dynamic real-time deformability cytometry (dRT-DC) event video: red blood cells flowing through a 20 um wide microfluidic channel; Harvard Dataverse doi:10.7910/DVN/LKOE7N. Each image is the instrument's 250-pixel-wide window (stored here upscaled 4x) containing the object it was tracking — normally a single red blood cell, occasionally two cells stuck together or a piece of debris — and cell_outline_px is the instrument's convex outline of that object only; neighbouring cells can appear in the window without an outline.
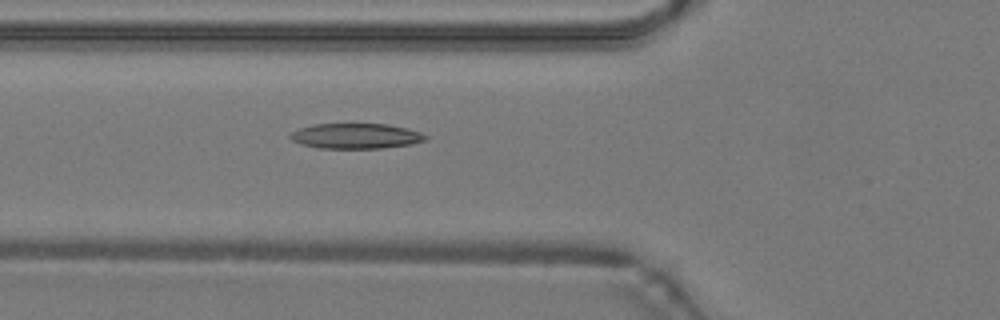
{"species": "common noctule bat (a hibernating species)", "species_latin": "Nyctalus noctula", "temperature_condition": "warm", "stored_images_in_passage": 48, "camera_frame_rate_fps": 3000, "um_per_image_px": 0.085, "animal": {"sex": "male", "body_mass_g": 19.2, "forearm_length_mm": 51.8}, "frame": {"image": 1, "passage_image": 18, "time_ms": 5.667, "image_size_px": [1000, 320], "cell_outline_px": [[428, 140], [412, 144], [384, 148], [320, 148], [300, 144], [292, 140], [288, 136], [292, 132], [300, 128], [316, 124], [388, 124], [408, 128], [420, 132], [428, 136]], "centroid_in_image_um": [30.29, 11.56], "position_along_channel_um": 95.5, "area_um2": 20.0}}
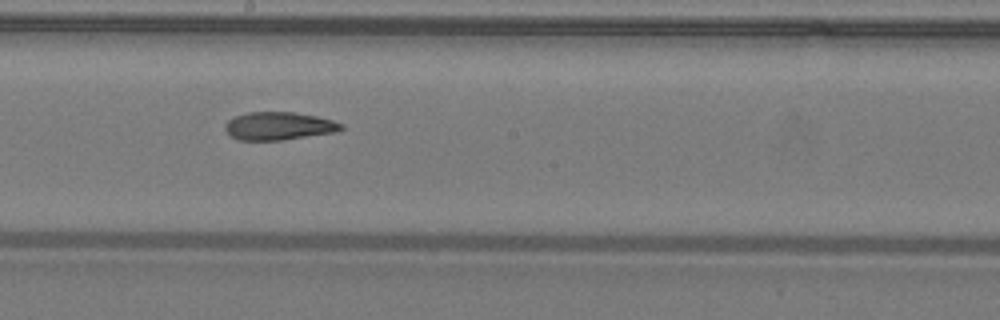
{"frame": {"image": 2, "passage_image": 27, "time_ms": 8.667, "image_size_px": [1000, 320], "cell_outline_px": [[344, 128], [336, 132], [280, 140], [240, 140], [232, 136], [224, 128], [224, 124], [228, 120], [236, 116], [248, 112], [292, 112], [316, 116], [332, 120], [344, 124]], "centroid_in_image_um": [23.71, 10.7], "position_along_channel_um": 224.5, "area_um2": 18.79}}
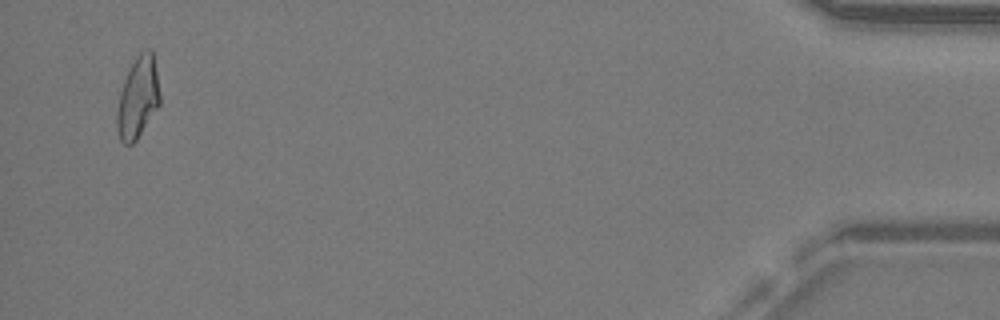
{"frame": {"image": 3, "passage_image": 47, "time_ms": 15.333, "image_size_px": [1000, 320], "cell_outline_px": [[160, 104], [136, 140], [132, 144], [124, 144], [120, 140], [116, 128], [116, 116], [120, 92], [124, 80], [136, 56], [140, 52], [148, 48], [152, 48], [160, 92]], "centroid_in_image_um": [11.72, 8.3], "position_along_channel_um": 423.5, "area_um2": 20.29}, "authors_computed_cell_mechanics": {"area_um2": 20.0277, "velocity_mm_per_s": 4.2712, "shape_relaxation_time_tau1_ms": 9.1409, "shape_relaxation_time_tau2_ms": 3.2267, "deformation_change_tau1": 0.2548, "deformation_change_tau2": 0.1202}}